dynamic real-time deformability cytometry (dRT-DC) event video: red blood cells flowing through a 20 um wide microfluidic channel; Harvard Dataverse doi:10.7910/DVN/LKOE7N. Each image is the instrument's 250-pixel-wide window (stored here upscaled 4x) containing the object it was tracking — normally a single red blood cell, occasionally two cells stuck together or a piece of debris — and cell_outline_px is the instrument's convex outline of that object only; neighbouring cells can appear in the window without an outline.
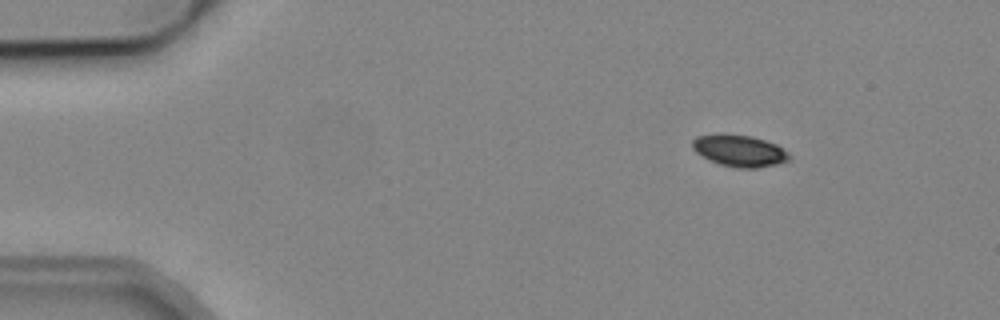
{"species": "common noctule bat (a hibernating species)", "species_latin": "Nyctalus noctula", "temperature_condition": "cold", "stored_images_in_passage": 3, "camera_frame_rate_fps": 3000, "um_per_image_px": 0.085, "animal": {"sex": "male", "body_mass_g": 19.2, "forearm_length_mm": 51.8}, "frame": {"image": 1, "passage_image": 1, "time_ms": 0.0, "image_size_px": [1000, 320], "cell_outline_px": [[792, 156], [788, 160], [776, 164], [756, 168], [736, 168], [720, 164], [696, 152], [692, 148], [692, 140], [696, 136], [724, 132], [752, 136], [776, 144], [788, 152]], "centroid_in_image_um": [62.84, 12.78], "position_along_channel_um": 22.2, "area_um2": 18.03}}